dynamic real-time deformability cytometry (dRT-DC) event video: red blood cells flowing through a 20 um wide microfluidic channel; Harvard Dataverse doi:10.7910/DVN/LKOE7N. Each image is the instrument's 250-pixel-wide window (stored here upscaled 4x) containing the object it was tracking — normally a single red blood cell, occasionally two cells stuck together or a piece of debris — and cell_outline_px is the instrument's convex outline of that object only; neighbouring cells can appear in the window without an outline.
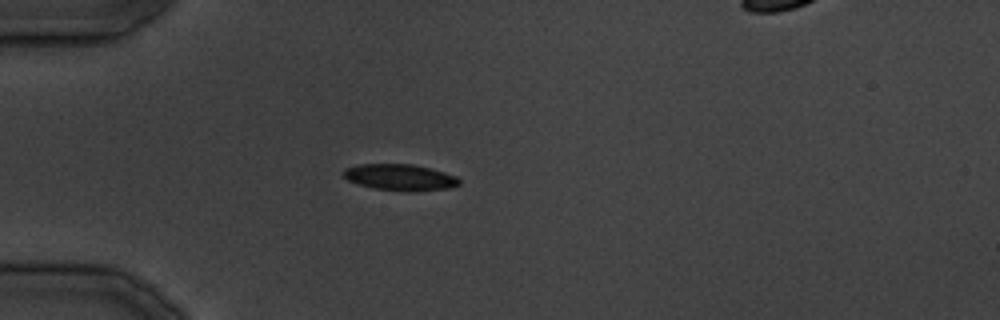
{"species": "common noctule bat (a hibernating species)", "species_latin": "Nyctalus noctula", "temperature_condition": "cold", "stored_images_in_passage": 9, "camera_frame_rate_fps": 3000, "um_per_image_px": 0.085, "animal": {"sex": "male", "body_mass_g": 19.5, "forearm_length_mm": 54.6}, "frame": {"image": 1, "passage_image": 1, "time_ms": 0.0, "image_size_px": [1000, 320], "cell_outline_px": [[460, 184], [448, 188], [412, 192], [408, 192], [376, 188], [356, 184], [348, 180], [344, 176], [344, 168], [360, 164], [412, 164], [432, 168], [456, 176], [460, 180]], "centroid_in_image_um": [34.02, 15.07], "position_along_channel_um": 51.0, "area_um2": 17.8}}
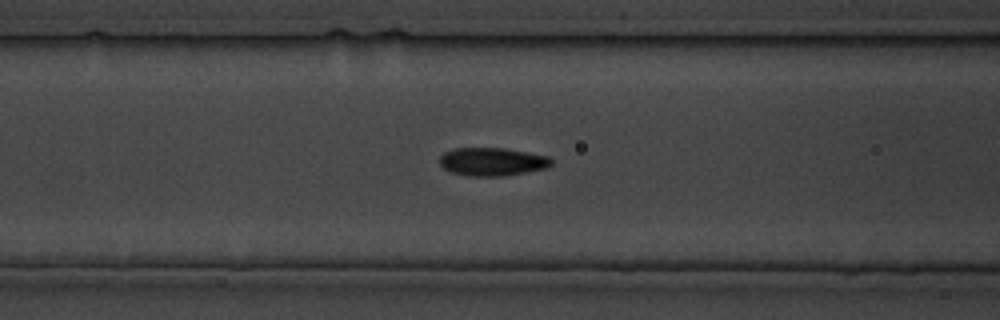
{"frame": {"image": 2, "passage_image": 6, "time_ms": 5.667, "image_size_px": [1000, 320], "cell_outline_px": [[552, 164], [548, 168], [504, 176], [468, 176], [452, 172], [444, 168], [440, 164], [440, 156], [444, 152], [452, 148], [504, 148], [548, 156], [552, 160]], "centroid_in_image_um": [41.84, 13.74], "position_along_channel_um": 124.8, "area_um2": 18.38}}
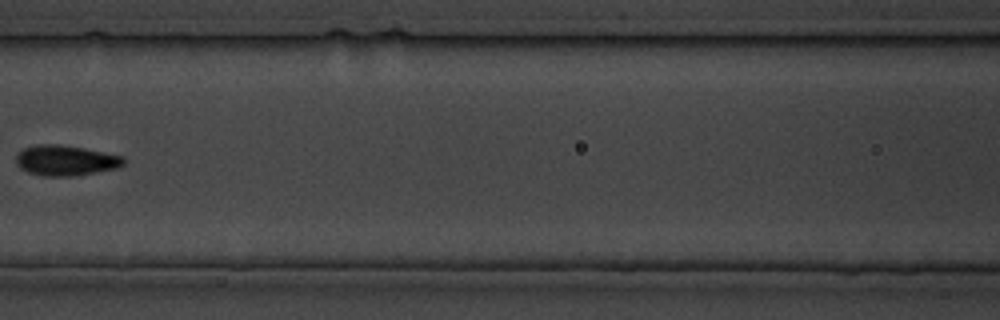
{"frame": {"image": 3, "passage_image": 8, "time_ms": 8.0, "image_size_px": [1000, 320], "cell_outline_px": [[124, 164], [116, 168], [68, 176], [44, 176], [28, 172], [20, 168], [16, 164], [16, 156], [24, 148], [36, 144], [60, 144], [84, 148], [124, 156]], "centroid_in_image_um": [5.55, 13.62], "position_along_channel_um": 161.1, "area_um2": 18.84}}